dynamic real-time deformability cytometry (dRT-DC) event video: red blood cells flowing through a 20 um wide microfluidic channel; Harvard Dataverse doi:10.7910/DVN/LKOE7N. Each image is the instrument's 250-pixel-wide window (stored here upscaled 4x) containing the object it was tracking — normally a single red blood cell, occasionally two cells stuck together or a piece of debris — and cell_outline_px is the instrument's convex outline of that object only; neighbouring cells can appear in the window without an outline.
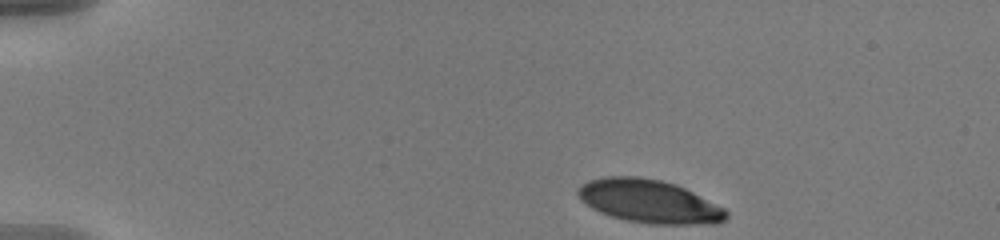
{"species": "human", "species_latin": "Homo sapiens", "temperature_condition": "warm", "stored_images_in_passage": 47, "camera_frame_rate_fps": 3000, "um_per_image_px": 0.085, "donor": {"sex": "male"}, "frame": {"image": 1, "passage_image": 1, "time_ms": 0.0, "image_size_px": [1000, 240], "cell_outline_px": [[728, 216], [724, 220], [716, 224], [648, 224], [628, 220], [612, 216], [600, 212], [592, 208], [580, 200], [576, 192], [576, 188], [580, 184], [588, 180], [604, 176], [640, 176], [660, 180], [676, 184], [724, 208], [728, 212]], "centroid_in_image_um": [55.14, 17.1], "position_along_channel_um": 29.9, "area_um2": 37.45}}
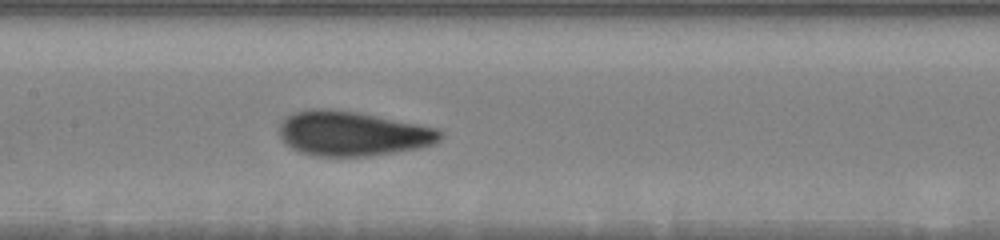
{"frame": {"image": 2, "passage_image": 20, "time_ms": 6.333, "image_size_px": [1000, 240], "cell_outline_px": [[444, 136], [440, 140], [432, 144], [416, 148], [368, 156], [316, 156], [300, 152], [292, 148], [280, 136], [280, 124], [284, 116], [292, 112], [312, 108], [328, 108], [356, 112], [440, 128], [444, 132]], "centroid_in_image_um": [29.96, 11.33], "position_along_channel_um": 177.4, "area_um2": 41.91}}
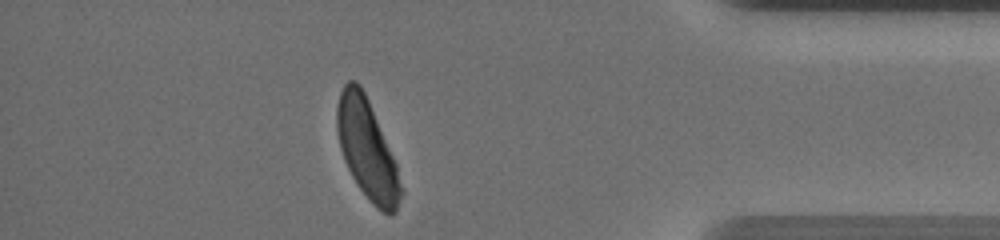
{"frame": {"image": 3, "passage_image": 41, "time_ms": 13.333, "image_size_px": [1000, 240], "cell_outline_px": [[404, 192], [396, 212], [392, 216], [388, 216], [376, 208], [368, 200], [352, 176], [344, 160], [340, 148], [336, 132], [336, 108], [340, 92], [344, 84], [348, 80], [356, 80], [360, 84], [368, 100], [396, 164]], "centroid_in_image_um": [31.2, 12.74], "position_along_channel_um": 404.0, "area_um2": 37.11}, "authors_computed_cell_mechanics": {"area_um2": 39.7664, "velocity_mm_per_s": 3.6452, "shape_relaxation_time_tau1_ms": 4.4007, "shape_relaxation_time_tau2_ms": null, "deformation_change_tau1": 0.1811, "deformation_change_tau2": null}}